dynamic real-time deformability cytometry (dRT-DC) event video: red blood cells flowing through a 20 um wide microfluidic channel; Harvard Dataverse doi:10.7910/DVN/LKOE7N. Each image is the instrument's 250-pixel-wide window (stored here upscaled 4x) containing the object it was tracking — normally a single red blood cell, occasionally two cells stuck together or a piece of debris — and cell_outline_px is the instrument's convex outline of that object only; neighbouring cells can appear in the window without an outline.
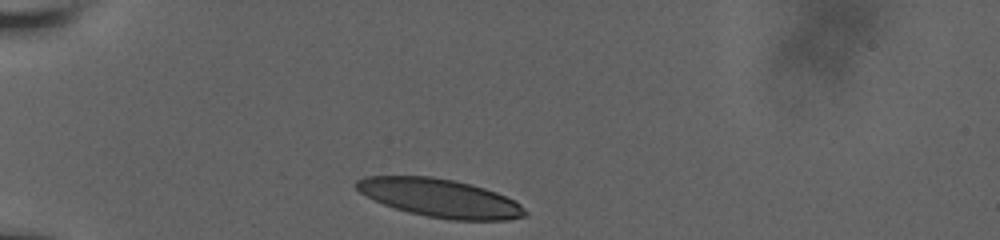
{"species": "human", "species_latin": "Homo sapiens", "temperature_condition": "room temperature", "stored_images_in_passage": 32, "camera_frame_rate_fps": 3000, "um_per_image_px": 0.085, "donor": {"sex": "male"}, "frame": {"image": 1, "passage_image": 1, "time_ms": 0.0, "image_size_px": [1000, 240], "cell_outline_px": [[528, 216], [508, 220], [452, 220], [428, 216], [408, 212], [384, 204], [360, 192], [356, 188], [356, 180], [364, 176], [432, 176], [456, 180], [472, 184], [496, 192], [520, 204], [528, 212]], "centroid_in_image_um": [37.43, 16.83], "position_along_channel_um": 47.6, "area_um2": 37.51}}
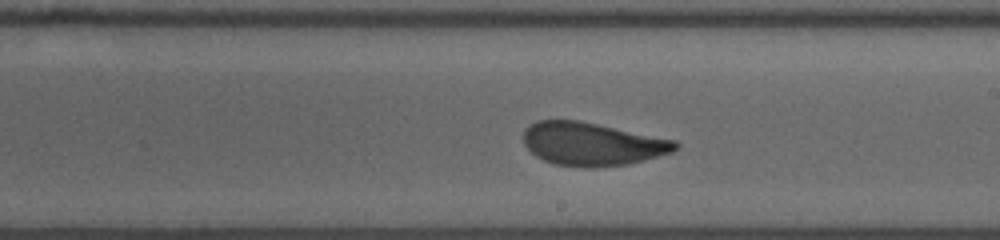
{"frame": {"image": 2, "passage_image": 19, "time_ms": 6.0, "image_size_px": [1000, 240], "cell_outline_px": [[680, 144], [672, 152], [628, 164], [596, 168], [584, 168], [552, 164], [536, 156], [524, 144], [524, 128], [536, 120], [580, 120], [676, 140]], "centroid_in_image_um": [50.31, 12.24], "position_along_channel_um": 238.7, "area_um2": 38.44}}
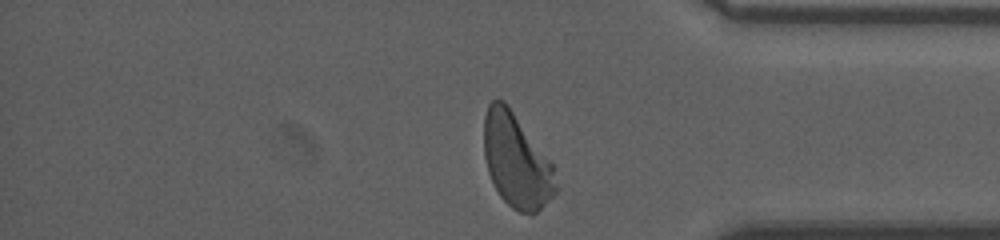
{"frame": {"image": 3, "passage_image": 32, "time_ms": 10.333, "image_size_px": [1000, 240], "cell_outline_px": [[560, 188], [532, 216], [520, 212], [512, 208], [500, 196], [488, 172], [484, 156], [484, 116], [488, 104], [492, 100], [504, 100], [508, 104], [552, 164]], "centroid_in_image_um": [43.9, 13.68], "position_along_channel_um": 391.3, "area_um2": 39.25}, "authors_computed_cell_mechanics": {"area_um2": 38.8416, "velocity_mm_per_s": 3.7855, "shape_relaxation_time_tau1_ms": 4.5106, "shape_relaxation_time_tau2_ms": 1.1852, "deformation_change_tau1": 0.1803, "deformation_change_tau2": 0.0799}}